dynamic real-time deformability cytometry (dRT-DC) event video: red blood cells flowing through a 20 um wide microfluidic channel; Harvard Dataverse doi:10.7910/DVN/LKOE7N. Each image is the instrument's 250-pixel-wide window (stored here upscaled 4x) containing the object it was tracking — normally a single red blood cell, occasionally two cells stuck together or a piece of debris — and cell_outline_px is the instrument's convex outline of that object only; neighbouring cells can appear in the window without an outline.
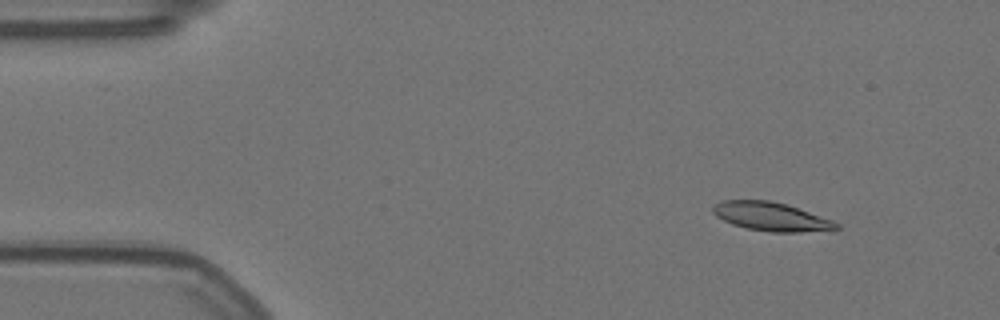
{"species": "Egyptian fruit bat (a non-hibernating species)", "species_latin": "Rousettus aegyptiacus", "temperature_condition": "warm", "stored_images_in_passage": 57, "camera_frame_rate_fps": 3000, "um_per_image_px": 0.085, "animal": {"sex": "female"}, "frame": {"image": 1, "passage_image": 6, "time_ms": 1.667, "image_size_px": [1000, 320], "cell_outline_px": [[840, 228], [800, 232], [768, 232], [748, 228], [732, 224], [716, 216], [712, 212], [712, 204], [720, 200], [768, 200], [788, 204], [832, 220], [840, 224]], "centroid_in_image_um": [65.5, 18.39], "position_along_channel_um": 19.5, "area_um2": 20.63}}
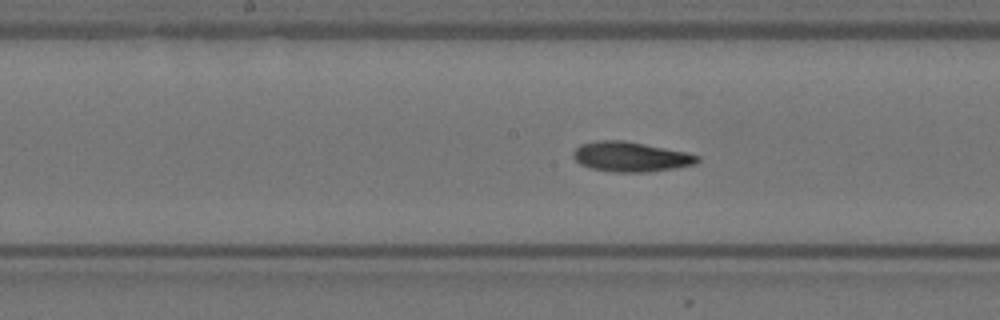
{"frame": {"image": 2, "passage_image": 28, "time_ms": 9.0, "image_size_px": [1000, 320], "cell_outline_px": [[700, 160], [696, 164], [676, 168], [648, 172], [612, 172], [592, 168], [580, 164], [572, 156], [572, 152], [580, 144], [600, 140], [624, 140], [688, 152], [700, 156]], "centroid_in_image_um": [53.63, 13.32], "position_along_channel_um": 194.6, "area_um2": 21.79}}
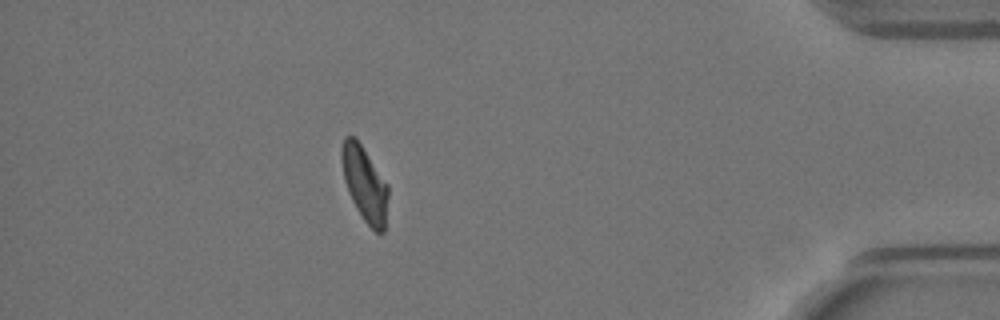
{"frame": {"image": 3, "passage_image": 50, "time_ms": 16.333, "image_size_px": [1000, 320], "cell_outline_px": [[388, 196], [384, 232], [376, 232], [364, 220], [356, 208], [348, 192], [344, 180], [340, 160], [340, 148], [344, 136], [356, 136], [388, 184]], "centroid_in_image_um": [30.97, 15.56], "position_along_channel_um": 404.2, "area_um2": 20.52}, "authors_computed_cell_mechanics": {"area_um2": 20.8658, "velocity_mm_per_s": 3.5418, "shape_relaxation_time_tau1_ms": 8.8292, "shape_relaxation_time_tau2_ms": 6.1173, "deformation_change_tau1": 0.2067, "deformation_change_tau2": 0.1329}}